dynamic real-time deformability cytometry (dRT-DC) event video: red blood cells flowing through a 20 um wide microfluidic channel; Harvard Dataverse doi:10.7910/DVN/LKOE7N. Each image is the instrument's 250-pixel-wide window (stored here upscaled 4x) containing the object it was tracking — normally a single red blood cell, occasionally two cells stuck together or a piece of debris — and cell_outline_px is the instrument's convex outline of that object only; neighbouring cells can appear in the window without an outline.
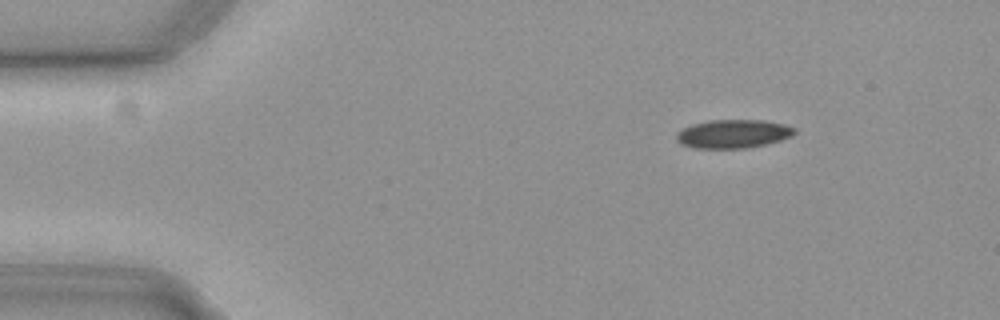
{"species": "common noctule bat (a hibernating species)", "species_latin": "Nyctalus noctula", "temperature_condition": "cold", "stored_images_in_passage": 7, "camera_frame_rate_fps": 3000, "um_per_image_px": 0.085, "animal": {"sex": "female", "body_mass_g": 19.3, "forearm_length_mm": 54.1}, "frame": {"image": 1, "passage_image": 1, "time_ms": 0.0, "image_size_px": [1000, 320], "cell_outline_px": [[796, 132], [780, 140], [764, 144], [744, 148], [700, 148], [684, 144], [676, 140], [676, 136], [684, 128], [692, 124], [708, 120], [764, 120], [784, 124], [796, 128]], "centroid_in_image_um": [62.34, 11.36], "position_along_channel_um": 22.7, "area_um2": 19.25}}